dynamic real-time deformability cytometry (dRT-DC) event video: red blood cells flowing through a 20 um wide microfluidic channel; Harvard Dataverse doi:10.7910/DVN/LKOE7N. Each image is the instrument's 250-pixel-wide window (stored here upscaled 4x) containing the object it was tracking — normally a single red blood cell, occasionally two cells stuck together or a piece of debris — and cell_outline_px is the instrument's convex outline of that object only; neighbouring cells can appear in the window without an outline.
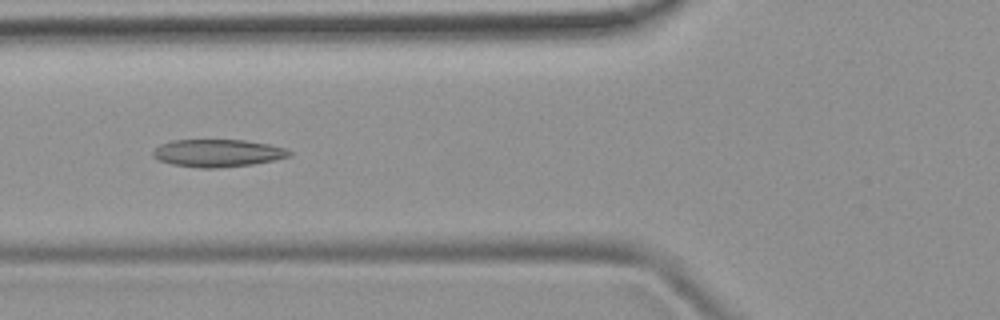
{"species": "common noctule bat (a hibernating species)", "species_latin": "Nyctalus noctula", "temperature_condition": "room temperature", "stored_images_in_passage": 41, "camera_frame_rate_fps": 3000, "um_per_image_px": 0.085, "animal": {"sex": "female", "body_mass_g": 19.9}, "frame": {"image": 1, "passage_image": 12, "time_ms": 3.667, "image_size_px": [1000, 320], "cell_outline_px": [[292, 156], [252, 164], [220, 168], [200, 168], [172, 164], [156, 160], [152, 156], [152, 152], [160, 144], [172, 140], [244, 140], [268, 144], [288, 148], [292, 152]], "centroid_in_image_um": [18.5, 13.01], "position_along_channel_um": 107.3, "area_um2": 22.02}}
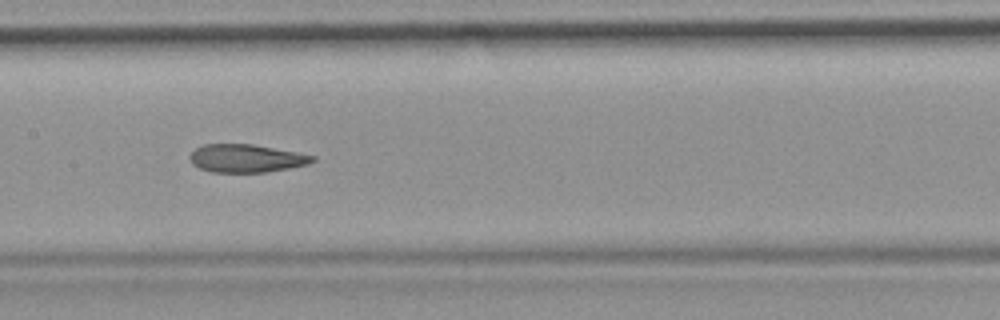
{"frame": {"image": 2, "passage_image": 18, "time_ms": 5.667, "image_size_px": [1000, 320], "cell_outline_px": [[316, 160], [308, 164], [288, 168], [264, 172], [212, 172], [200, 168], [192, 164], [188, 156], [196, 148], [204, 144], [252, 144], [296, 152], [316, 156]], "centroid_in_image_um": [20.92, 13.45], "position_along_channel_um": 186.5, "area_um2": 19.94}}
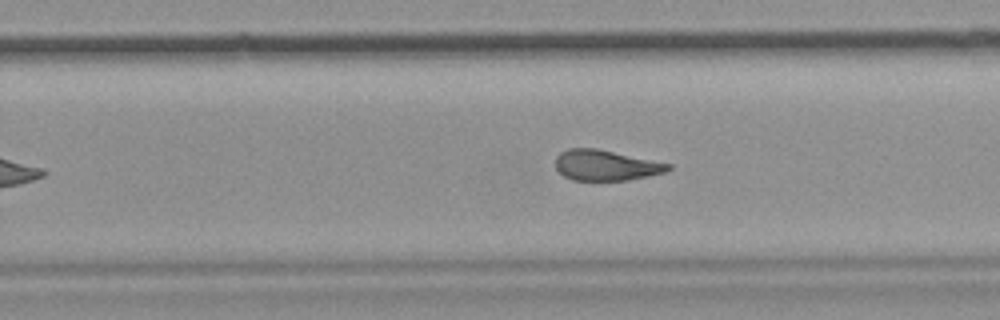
{"frame": {"image": 3, "passage_image": 25, "time_ms": 8.0, "image_size_px": [1000, 320], "cell_outline_px": [[672, 168], [664, 172], [648, 176], [628, 180], [572, 180], [564, 176], [556, 168], [556, 156], [560, 152], [568, 148], [596, 148], [672, 164]], "centroid_in_image_um": [51.48, 14.04], "position_along_channel_um": 278.3, "area_um2": 20.0}, "authors_computed_cell_mechanics": {"area_um2": 21.2704, "velocity_mm_per_s": 3.9605, "shape_relaxation_time_tau1_ms": null, "shape_relaxation_time_tau2_ms": 2.2978, "deformation_change_tau1": null, "deformation_change_tau2": 0.0954}}